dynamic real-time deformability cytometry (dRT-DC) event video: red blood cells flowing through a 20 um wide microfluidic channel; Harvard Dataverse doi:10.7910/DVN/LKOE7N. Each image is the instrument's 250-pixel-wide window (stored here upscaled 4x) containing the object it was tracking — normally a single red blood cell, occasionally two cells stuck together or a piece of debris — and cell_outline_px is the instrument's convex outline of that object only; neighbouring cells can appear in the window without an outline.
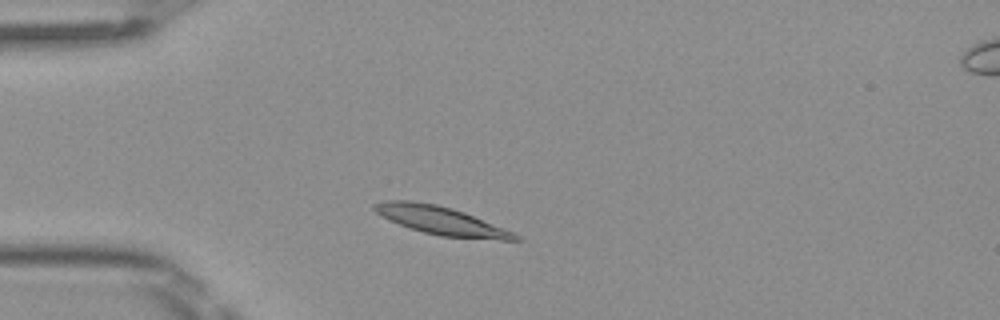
{"species": "Egyptian fruit bat (a non-hibernating species)", "species_latin": "Rousettus aegyptiacus", "temperature_condition": "room temperature", "stored_images_in_passage": 2, "camera_frame_rate_fps": 3000, "um_per_image_px": 0.085, "frame": {"image": 1, "passage_image": 1, "time_ms": 0.0, "image_size_px": [1000, 320], "cell_outline_px": [[524, 240], [500, 240], [440, 236], [424, 232], [388, 220], [376, 212], [372, 208], [372, 204], [384, 200], [408, 200], [436, 204], [452, 208], [464, 212], [512, 232], [520, 236]], "centroid_in_image_um": [37.46, 18.74], "position_along_channel_um": 47.5, "area_um2": 22.95}}